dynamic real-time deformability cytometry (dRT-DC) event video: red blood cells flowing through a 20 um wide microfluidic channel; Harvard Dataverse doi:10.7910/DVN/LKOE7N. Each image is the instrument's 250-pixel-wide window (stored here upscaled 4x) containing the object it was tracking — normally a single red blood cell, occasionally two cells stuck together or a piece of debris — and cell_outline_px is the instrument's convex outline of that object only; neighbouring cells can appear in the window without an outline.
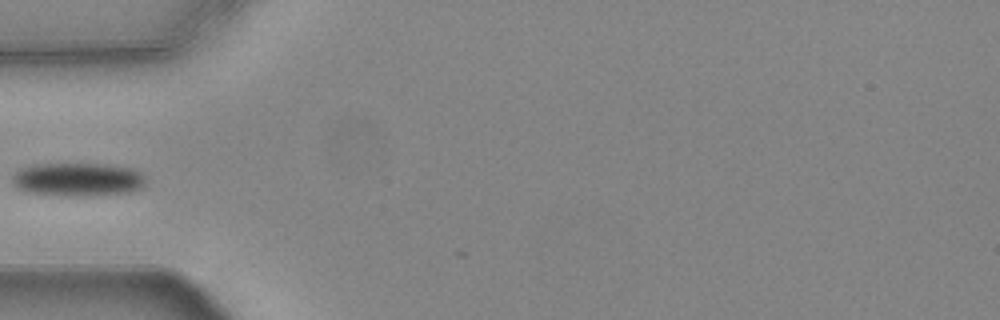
{"species": "common noctule bat (a hibernating species)", "species_latin": "Nyctalus noctula", "temperature_condition": "warm", "stored_images_in_passage": 2, "camera_frame_rate_fps": 3000, "um_per_image_px": 0.085, "animal": {"sex": "female", "body_mass_g": 24.6, "forearm_length_mm": 56.2}, "frame": {"image": 1, "passage_image": 1, "time_ms": 0.0, "image_size_px": [1000, 320], "cell_outline_px": [[144, 184], [140, 188], [128, 192], [96, 196], [60, 196], [24, 192], [16, 188], [12, 180], [12, 176], [16, 172], [24, 168], [36, 164], [108, 164], [132, 168], [140, 172], [144, 176]], "centroid_in_image_um": [6.6, 15.27], "position_along_channel_um": 78.4, "area_um2": 26.24}}